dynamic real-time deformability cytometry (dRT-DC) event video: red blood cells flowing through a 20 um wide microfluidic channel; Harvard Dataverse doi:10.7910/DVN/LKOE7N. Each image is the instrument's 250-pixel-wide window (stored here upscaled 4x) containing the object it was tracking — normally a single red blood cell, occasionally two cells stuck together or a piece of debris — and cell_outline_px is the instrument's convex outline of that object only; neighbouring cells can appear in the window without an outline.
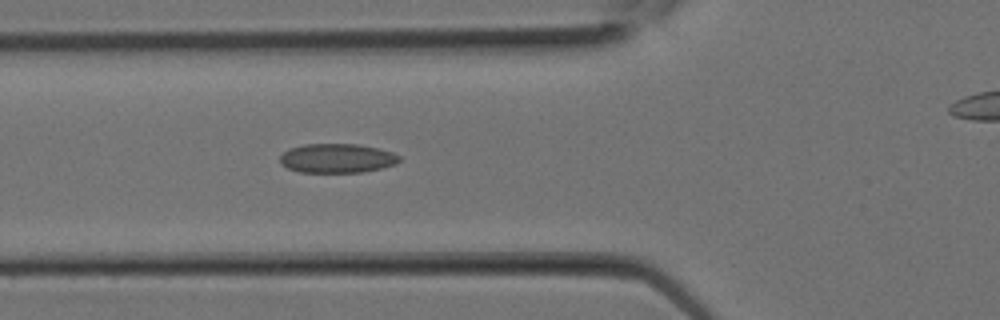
{"species": "Egyptian fruit bat (a non-hibernating species)", "species_latin": "Rousettus aegyptiacus", "temperature_condition": "room temperature", "stored_images_in_passage": 10, "segment_of_instrument_passage": [1, 2], "camera_frame_rate_fps": 3000, "um_per_image_px": 0.085, "animal": {"sex": "female"}, "frame": {"image": 1, "passage_image": 9, "time_ms": 2.667, "image_size_px": [1000, 320], "cell_outline_px": [[400, 160], [396, 164], [380, 168], [360, 172], [300, 172], [288, 168], [280, 164], [280, 156], [288, 148], [304, 144], [360, 144], [380, 148], [392, 152], [400, 156]], "centroid_in_image_um": [28.64, 13.44], "position_along_channel_um": 97.2, "area_um2": 20.4}}